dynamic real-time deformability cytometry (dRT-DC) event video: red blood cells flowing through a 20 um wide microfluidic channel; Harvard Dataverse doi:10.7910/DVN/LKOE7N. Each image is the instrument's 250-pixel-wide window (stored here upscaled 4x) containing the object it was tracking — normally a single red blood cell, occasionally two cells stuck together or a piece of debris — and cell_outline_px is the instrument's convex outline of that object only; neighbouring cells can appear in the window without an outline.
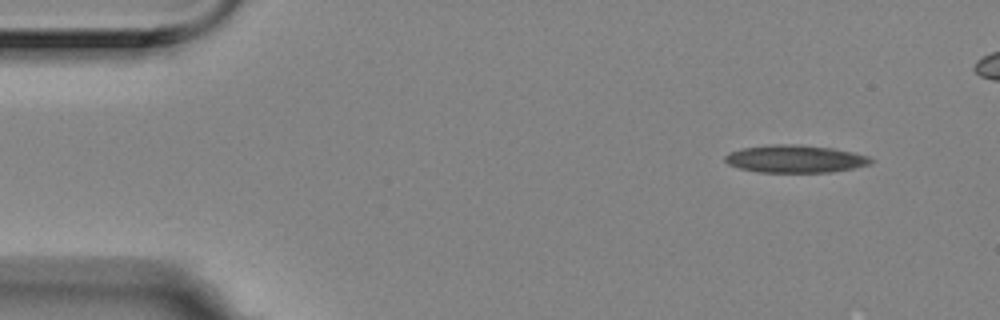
{"species": "Egyptian fruit bat (a non-hibernating species)", "species_latin": "Rousettus aegyptiacus", "temperature_condition": "room temperature", "stored_images_in_passage": 4, "camera_frame_rate_fps": 3000, "um_per_image_px": 0.085, "animal": {"sex": "female"}, "frame": {"image": 1, "passage_image": 1, "time_ms": 0.0, "image_size_px": [1000, 320], "cell_outline_px": [[876, 160], [872, 164], [856, 168], [832, 172], [760, 172], [740, 168], [728, 164], [724, 160], [724, 156], [728, 152], [740, 148], [768, 144], [796, 144], [836, 148], [868, 156]], "centroid_in_image_um": [67.62, 13.49], "position_along_channel_um": 17.4, "area_um2": 23.87}}